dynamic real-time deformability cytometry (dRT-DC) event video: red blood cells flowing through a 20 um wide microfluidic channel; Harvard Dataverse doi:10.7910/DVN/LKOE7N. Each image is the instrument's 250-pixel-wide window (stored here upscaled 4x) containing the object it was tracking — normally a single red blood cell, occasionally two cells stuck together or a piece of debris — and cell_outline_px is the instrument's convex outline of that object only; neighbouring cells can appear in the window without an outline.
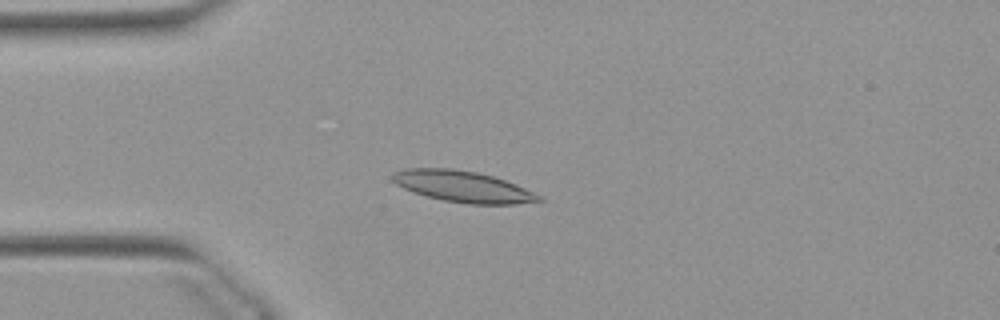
{"species": "Egyptian fruit bat (a non-hibernating species)", "species_latin": "Rousettus aegyptiacus", "temperature_condition": "warm", "stored_images_in_passage": 51, "camera_frame_rate_fps": 3000, "um_per_image_px": 0.085, "animal": {"sex": "female"}, "frame": {"image": 1, "passage_image": 12, "time_ms": 3.667, "image_size_px": [1000, 320], "cell_outline_px": [[544, 200], [516, 204], [468, 204], [444, 200], [412, 192], [396, 184], [392, 180], [392, 172], [404, 168], [452, 168], [476, 172], [492, 176], [516, 184], [544, 196]], "centroid_in_image_um": [39.35, 15.85], "position_along_channel_um": 45.6, "area_um2": 26.7}}
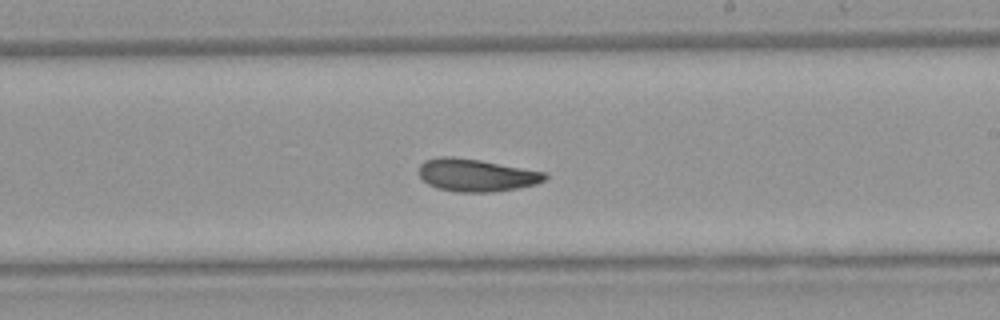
{"frame": {"image": 2, "passage_image": 29, "time_ms": 9.333, "image_size_px": [1000, 320], "cell_outline_px": [[548, 176], [544, 180], [536, 184], [520, 188], [492, 192], [456, 192], [436, 188], [428, 184], [420, 176], [420, 164], [424, 160], [440, 156], [452, 156], [480, 160], [548, 172]], "centroid_in_image_um": [40.51, 14.88], "position_along_channel_um": 248.5, "area_um2": 24.16}}
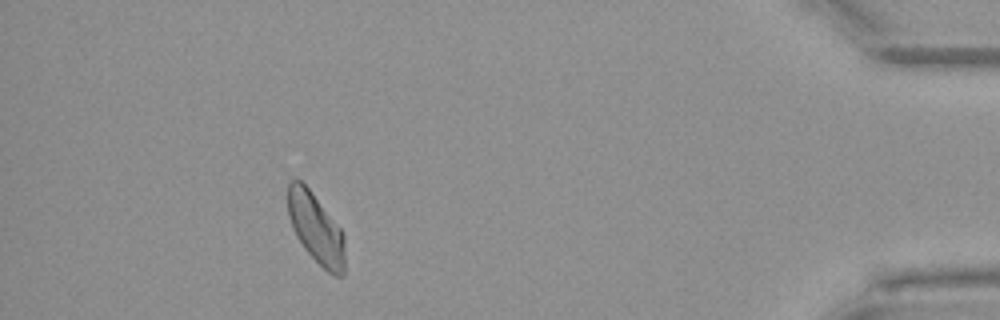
{"frame": {"image": 3, "passage_image": 46, "time_ms": 15.0, "image_size_px": [1000, 320], "cell_outline_px": [[344, 276], [336, 276], [328, 272], [304, 248], [296, 236], [292, 228], [288, 216], [288, 180], [300, 180], [308, 188], [344, 232]], "centroid_in_image_um": [26.85, 19.41], "position_along_channel_um": 408.3, "area_um2": 23.12}, "authors_computed_cell_mechanics": {"area_um2": 24.1604, "velocity_mm_per_s": 3.8724, "shape_relaxation_time_tau1_ms": 5.9899, "shape_relaxation_time_tau2_ms": 3.2526, "deformation_change_tau1": 0.1499, "deformation_change_tau2": 0.083}}